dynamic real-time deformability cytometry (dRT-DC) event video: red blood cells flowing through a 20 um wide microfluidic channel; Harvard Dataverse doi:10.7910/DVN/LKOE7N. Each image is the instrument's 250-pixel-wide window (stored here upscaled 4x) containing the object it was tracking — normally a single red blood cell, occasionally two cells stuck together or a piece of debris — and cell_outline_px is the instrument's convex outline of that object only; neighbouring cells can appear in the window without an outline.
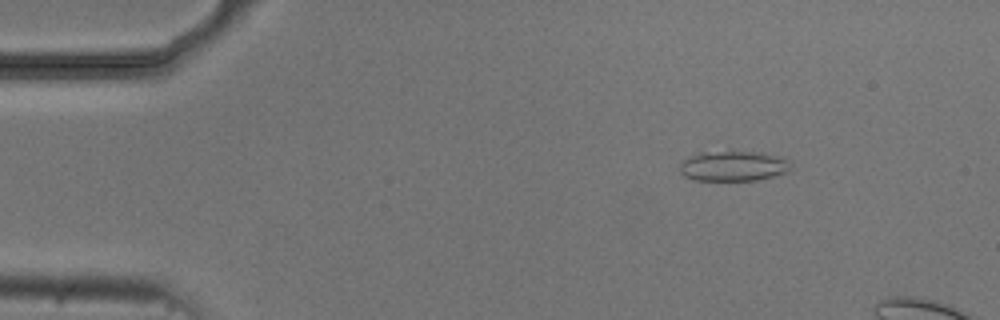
{"species": "common noctule bat (a hibernating species)", "species_latin": "Nyctalus noctula", "temperature_condition": "cold", "stored_images_in_passage": 3, "camera_frame_rate_fps": 3000, "um_per_image_px": 0.085, "animal": {"sex": "male", "body_mass_g": 20.5, "forearm_length_mm": 52.5}, "frame": {"image": 1, "passage_image": 1, "time_ms": 0.0, "image_size_px": [1000, 320], "cell_outline_px": [[792, 168], [788, 172], [756, 180], [692, 180], [684, 176], [680, 172], [680, 160], [700, 152], [764, 152], [784, 156], [788, 160]], "centroid_in_image_um": [62.35, 14.1], "position_along_channel_um": 22.7, "area_um2": 19.77}}